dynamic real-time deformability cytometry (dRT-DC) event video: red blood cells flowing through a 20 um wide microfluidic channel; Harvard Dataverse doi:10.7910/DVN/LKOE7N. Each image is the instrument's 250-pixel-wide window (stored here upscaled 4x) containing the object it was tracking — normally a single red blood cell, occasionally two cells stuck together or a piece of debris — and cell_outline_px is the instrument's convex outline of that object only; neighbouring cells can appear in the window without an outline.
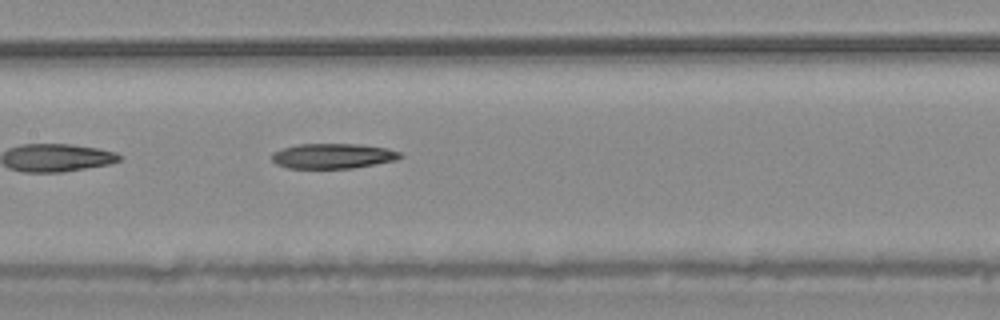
{"species": "common noctule bat (a hibernating species)", "species_latin": "Nyctalus noctula", "temperature_condition": "warm", "stored_images_in_passage": 15, "camera_frame_rate_fps": 3000, "um_per_image_px": 0.085, "animal": {"sex": "male", "body_mass_g": 20.4}, "frame": {"image": 1, "passage_image": 11, "time_ms": 3.333, "image_size_px": [1000, 320], "cell_outline_px": [[404, 156], [396, 160], [352, 168], [288, 168], [276, 164], [272, 160], [272, 152], [296, 144], [360, 144], [388, 148], [400, 152]], "centroid_in_image_um": [28.3, 13.25], "position_along_channel_um": 179.1, "area_um2": 18.79}}